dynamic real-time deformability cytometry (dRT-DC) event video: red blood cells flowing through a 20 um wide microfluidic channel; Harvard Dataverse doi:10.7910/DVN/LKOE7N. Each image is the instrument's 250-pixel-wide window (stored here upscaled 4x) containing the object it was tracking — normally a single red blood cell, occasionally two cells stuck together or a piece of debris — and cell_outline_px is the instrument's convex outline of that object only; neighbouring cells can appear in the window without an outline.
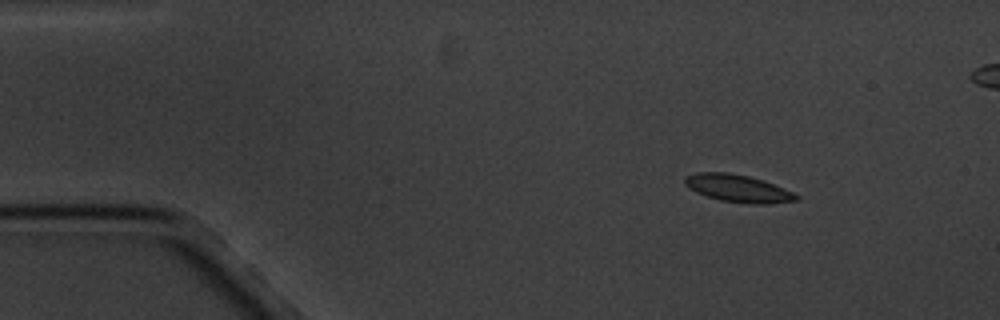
{"species": "common noctule bat (a hibernating species)", "species_latin": "Nyctalus noctula", "temperature_condition": "cold", "stored_images_in_passage": 7, "camera_frame_rate_fps": 3000, "um_per_image_px": 0.085, "animal": {"sex": "male", "body_mass_g": 20.1, "forearm_length_mm": 53.5}, "frame": {"image": 1, "passage_image": 2, "time_ms": 1.333, "image_size_px": [1000, 320], "cell_outline_px": [[800, 200], [768, 204], [748, 204], [720, 200], [696, 192], [688, 188], [684, 184], [684, 176], [696, 172], [728, 172], [748, 176], [764, 180], [784, 188], [800, 196]], "centroid_in_image_um": [62.73, 16.01], "position_along_channel_um": 22.3, "area_um2": 18.03}}
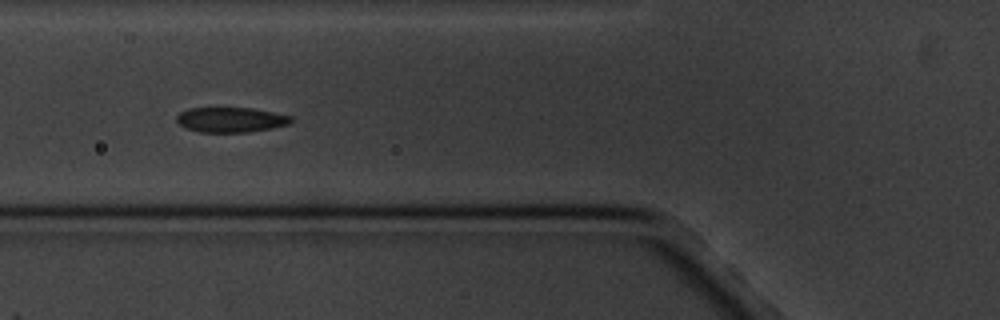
{"frame": {"image": 2, "passage_image": 6, "time_ms": 6.0, "image_size_px": [1000, 320], "cell_outline_px": [[292, 124], [272, 128], [248, 132], [200, 132], [184, 128], [176, 120], [176, 116], [180, 112], [188, 108], [252, 108], [292, 116]], "centroid_in_image_um": [19.62, 10.18], "position_along_channel_um": 106.2, "area_um2": 16.76}}
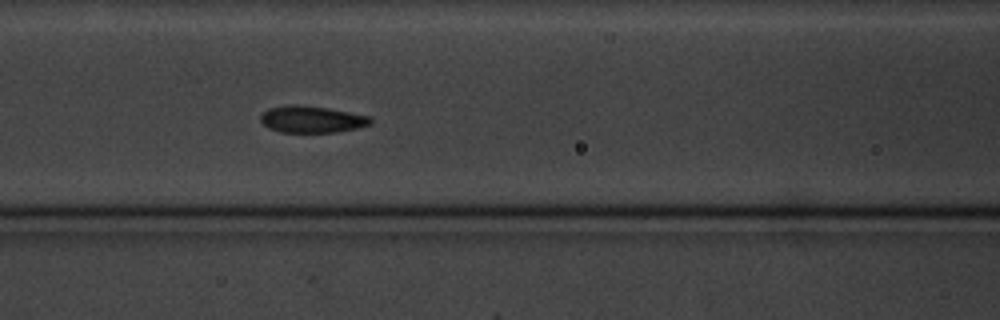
{"frame": {"image": 3, "passage_image": 7, "time_ms": 7.0, "image_size_px": [1000, 320], "cell_outline_px": [[372, 124], [356, 128], [336, 132], [280, 132], [268, 128], [260, 120], [260, 116], [268, 108], [292, 104], [296, 104], [328, 108], [372, 116]], "centroid_in_image_um": [26.52, 10.14], "position_along_channel_um": 140.1, "area_um2": 17.22}}